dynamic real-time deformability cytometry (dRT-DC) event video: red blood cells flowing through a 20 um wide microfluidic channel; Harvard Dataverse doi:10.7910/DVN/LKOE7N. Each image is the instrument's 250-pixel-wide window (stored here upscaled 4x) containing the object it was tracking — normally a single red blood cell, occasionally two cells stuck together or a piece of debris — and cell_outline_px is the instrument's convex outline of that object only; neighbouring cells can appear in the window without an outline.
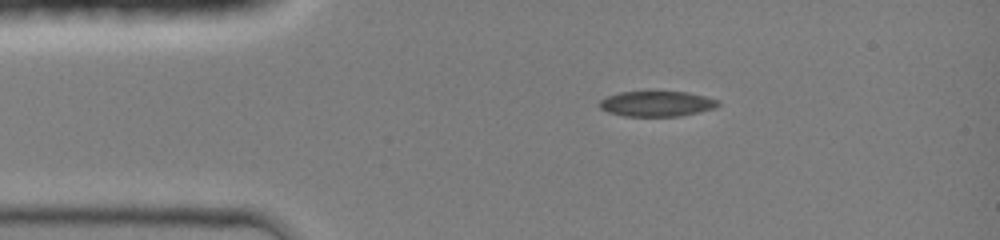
{"species": "common noctule bat (a hibernating species)", "species_latin": "Nyctalus noctula", "temperature_condition": "room temperature", "stored_images_in_passage": 37, "camera_frame_rate_fps": 3000, "um_per_image_px": 0.085, "animal": {"sex": "female", "body_mass_g": 19.0, "forearm_length_mm": 51.5}, "frame": {"image": 1, "passage_image": 1, "time_ms": 0.0, "image_size_px": [1000, 240], "cell_outline_px": [[720, 104], [716, 108], [680, 116], [624, 116], [608, 112], [600, 108], [600, 100], [608, 96], [620, 92], [688, 92], [720, 100]], "centroid_in_image_um": [55.86, 8.82], "position_along_channel_um": 29.1, "area_um2": 17.46}}
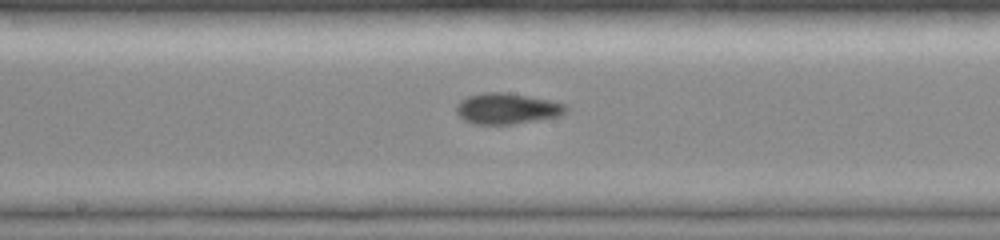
{"frame": {"image": 2, "passage_image": 16, "time_ms": 5.0, "image_size_px": [1000, 240], "cell_outline_px": [[568, 112], [560, 116], [512, 124], [472, 124], [464, 120], [456, 112], [456, 104], [460, 100], [468, 96], [484, 92], [504, 92], [528, 96], [568, 104]], "centroid_in_image_um": [43.1, 9.23], "position_along_channel_um": 205.1, "area_um2": 19.83}}
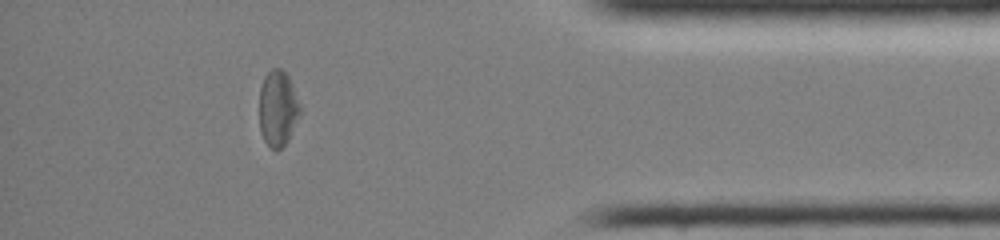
{"frame": {"image": 3, "passage_image": 32, "time_ms": 10.333, "image_size_px": [1000, 240], "cell_outline_px": [[300, 116], [288, 140], [280, 148], [268, 148], [260, 132], [260, 88], [264, 76], [272, 68], [280, 68], [288, 76], [292, 84], [300, 104]], "centroid_in_image_um": [23.62, 9.21], "position_along_channel_um": 411.6, "area_um2": 17.98}, "authors_computed_cell_mechanics": {"area_um2": 18.785, "velocity_mm_per_s": 4.3127, "shape_relaxation_time_tau1_ms": null, "shape_relaxation_time_tau2_ms": 2.7576, "deformation_change_tau1": null, "deformation_change_tau2": 0.0719}}